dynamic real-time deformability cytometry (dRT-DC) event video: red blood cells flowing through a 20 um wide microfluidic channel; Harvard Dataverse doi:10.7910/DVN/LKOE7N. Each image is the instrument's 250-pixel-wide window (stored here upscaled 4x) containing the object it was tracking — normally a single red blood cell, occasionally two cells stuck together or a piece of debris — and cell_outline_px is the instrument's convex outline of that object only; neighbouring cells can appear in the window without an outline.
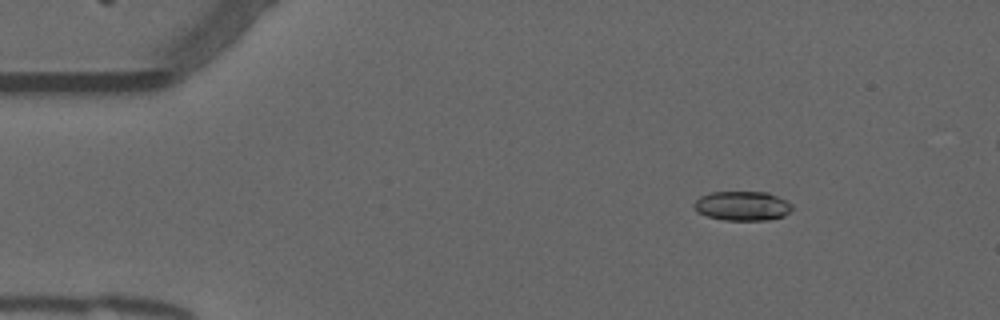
{"species": "common noctule bat (a hibernating species)", "species_latin": "Nyctalus noctula", "temperature_condition": "warm", "stored_images_in_passage": 47, "camera_frame_rate_fps": 3000, "um_per_image_px": 0.085, "animal": {"sex": "male", "forearm_length_mm": 52.5}, "frame": {"image": 1, "passage_image": 2, "time_ms": 0.333, "image_size_px": [1000, 320], "cell_outline_px": [[792, 212], [784, 216], [768, 220], [724, 220], [708, 216], [696, 212], [692, 204], [700, 196], [712, 192], [768, 192], [792, 204]], "centroid_in_image_um": [63.09, 17.51], "position_along_channel_um": 21.9, "area_um2": 16.88}}
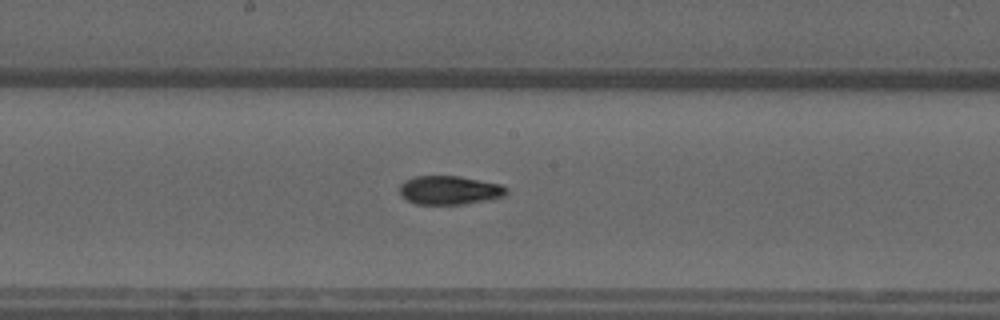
{"frame": {"image": 2, "passage_image": 23, "time_ms": 7.333, "image_size_px": [1000, 320], "cell_outline_px": [[508, 192], [504, 196], [488, 200], [464, 204], [416, 204], [400, 196], [400, 184], [404, 180], [416, 176], [460, 176], [504, 184], [508, 188]], "centroid_in_image_um": [38.24, 16.16], "position_along_channel_um": 210.0, "area_um2": 18.15}}
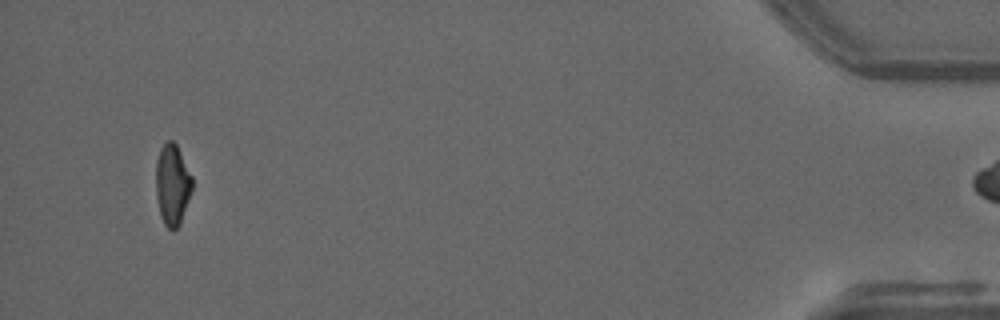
{"frame": {"image": 3, "passage_image": 46, "time_ms": 15.0, "image_size_px": [1000, 320], "cell_outline_px": [[192, 188], [180, 224], [176, 228], [168, 228], [164, 224], [160, 216], [156, 196], [156, 160], [160, 148], [168, 140], [172, 140], [176, 144], [192, 176]], "centroid_in_image_um": [14.63, 15.68], "position_along_channel_um": 420.6, "area_um2": 16.99}}